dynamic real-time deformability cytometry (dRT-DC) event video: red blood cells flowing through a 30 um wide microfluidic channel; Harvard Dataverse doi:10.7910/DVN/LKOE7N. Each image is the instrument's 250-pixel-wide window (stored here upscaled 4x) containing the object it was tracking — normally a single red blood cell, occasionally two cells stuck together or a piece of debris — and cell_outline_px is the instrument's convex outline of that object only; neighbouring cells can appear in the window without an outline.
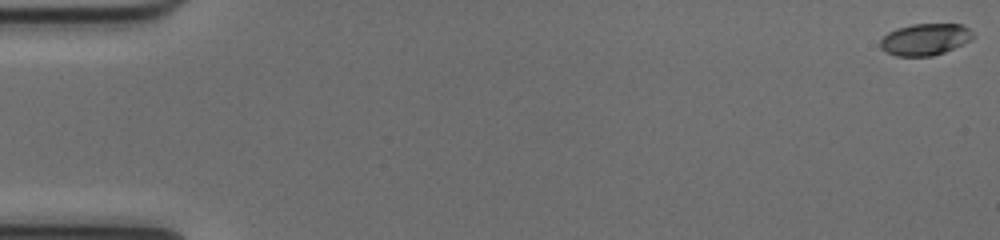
{"species": "common noctule bat (a hibernating species)", "species_latin": "Nyctalus noctula", "temperature_condition": "cold", "stored_images_in_passage": 53, "camera_frame_rate_fps": 3000, "um_per_image_px": 0.085, "animal": {"sex": "female", "body_mass_g": 17.0, "forearm_length_mm": 48.0}, "frame": {"image": 1, "passage_image": 1, "time_ms": 0.0, "image_size_px": [1000, 240], "cell_outline_px": [[976, 36], [972, 40], [944, 52], [932, 56], [896, 56], [880, 48], [880, 40], [888, 32], [896, 28], [912, 24], [964, 24]], "centroid_in_image_um": [78.65, 3.34], "position_along_channel_um": 6.3, "area_um2": 17.22}}
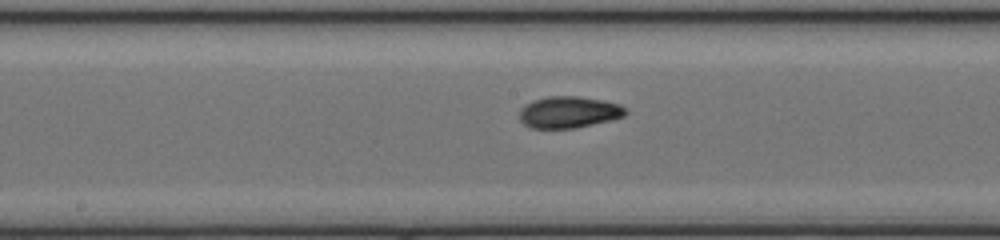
{"frame": {"image": 2, "passage_image": 28, "time_ms": 9.0, "image_size_px": [1000, 240], "cell_outline_px": [[628, 112], [624, 116], [576, 128], [532, 128], [524, 124], [520, 120], [520, 108], [524, 104], [532, 100], [548, 96], [576, 96], [604, 100], [620, 104]], "centroid_in_image_um": [48.32, 9.52], "position_along_channel_um": 199.9, "area_um2": 19.54}}
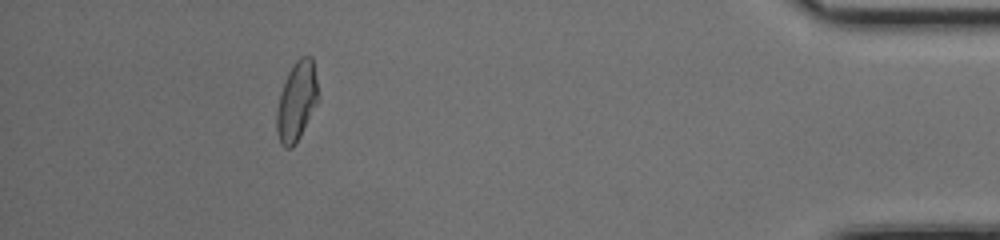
{"frame": {"image": 3, "passage_image": 48, "time_ms": 15.667, "image_size_px": [1000, 240], "cell_outline_px": [[320, 100], [296, 144], [292, 148], [284, 148], [280, 144], [276, 128], [276, 112], [280, 96], [288, 72], [296, 60], [300, 56], [312, 56]], "centroid_in_image_um": [25.24, 8.64], "position_along_channel_um": 410.0, "area_um2": 19.36}, "authors_computed_cell_mechanics": {"area_um2": 18.6116, "velocity_mm_per_s": 4.0238, "shape_relaxation_time_tau1_ms": 3.0415, "shape_relaxation_time_tau2_ms": 1.613, "deformation_change_tau1": 0.1661, "deformation_change_tau2": 0.0656}}